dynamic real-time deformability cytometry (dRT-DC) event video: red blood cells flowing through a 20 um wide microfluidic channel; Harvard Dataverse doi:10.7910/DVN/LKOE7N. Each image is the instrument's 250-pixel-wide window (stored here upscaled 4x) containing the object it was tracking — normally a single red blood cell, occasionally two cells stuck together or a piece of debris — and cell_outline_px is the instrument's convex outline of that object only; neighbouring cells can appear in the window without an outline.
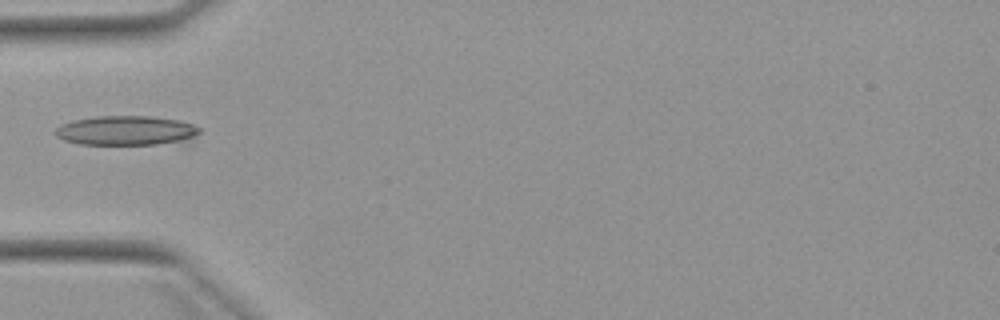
{"species": "Egyptian fruit bat (a non-hibernating species)", "species_latin": "Rousettus aegyptiacus", "temperature_condition": "warm", "stored_images_in_passage": 7, "camera_frame_rate_fps": 3000, "um_per_image_px": 0.085, "animal": {"sex": "female"}, "frame": {"image": 1, "passage_image": 6, "time_ms": 6.0, "image_size_px": [1000, 320], "cell_outline_px": [[200, 132], [188, 144], [80, 144], [64, 140], [56, 136], [56, 128], [72, 120], [96, 116], [148, 116], [176, 120], [192, 124], [200, 128]], "centroid_in_image_um": [10.83, 11.12], "position_along_channel_um": 74.2, "area_um2": 25.09}}